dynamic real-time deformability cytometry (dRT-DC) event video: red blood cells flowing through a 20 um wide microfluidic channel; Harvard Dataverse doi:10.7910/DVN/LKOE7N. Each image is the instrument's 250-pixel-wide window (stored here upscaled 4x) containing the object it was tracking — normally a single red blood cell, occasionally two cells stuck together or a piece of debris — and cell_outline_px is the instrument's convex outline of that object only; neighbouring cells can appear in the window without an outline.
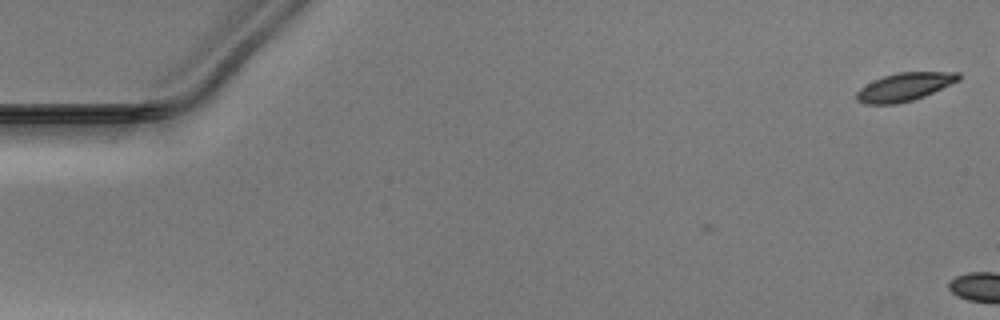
{"species": "Egyptian fruit bat (a non-hibernating species)", "species_latin": "Rousettus aegyptiacus", "temperature_condition": "warm", "stored_images_in_passage": 4, "camera_frame_rate_fps": 3000, "um_per_image_px": 0.085, "animal": {"sex": "male"}, "frame": {"image": 1, "passage_image": 1, "time_ms": 0.0, "image_size_px": [1000, 320], "cell_outline_px": [[960, 80], [924, 96], [912, 100], [896, 104], [864, 104], [856, 100], [856, 92], [860, 88], [872, 80], [896, 72], [960, 72]], "centroid_in_image_um": [76.86, 7.38], "position_along_channel_um": 8.1, "area_um2": 16.76}}